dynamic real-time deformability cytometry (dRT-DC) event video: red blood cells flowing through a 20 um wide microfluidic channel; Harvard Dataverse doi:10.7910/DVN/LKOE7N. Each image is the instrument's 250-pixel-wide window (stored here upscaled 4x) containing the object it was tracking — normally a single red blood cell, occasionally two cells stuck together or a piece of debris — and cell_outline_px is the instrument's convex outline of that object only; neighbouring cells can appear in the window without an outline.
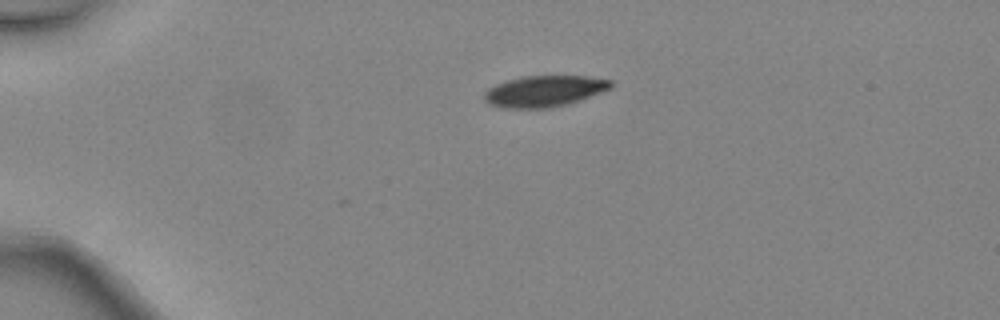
{"species": "common noctule bat (a hibernating species)", "species_latin": "Nyctalus noctula", "temperature_condition": "warm", "stored_images_in_passage": 2, "camera_frame_rate_fps": 3000, "um_per_image_px": 0.085, "animal": {"sex": "female", "body_mass_g": 24.6, "forearm_length_mm": 56.2}, "frame": {"image": 1, "passage_image": 1, "time_ms": 0.0, "image_size_px": [1000, 320], "cell_outline_px": [[612, 88], [564, 104], [548, 108], [504, 108], [488, 104], [484, 100], [484, 92], [488, 88], [496, 84], [508, 80], [524, 76], [588, 76], [612, 80]], "centroid_in_image_um": [46.22, 7.74], "position_along_channel_um": 38.8, "area_um2": 22.72}}